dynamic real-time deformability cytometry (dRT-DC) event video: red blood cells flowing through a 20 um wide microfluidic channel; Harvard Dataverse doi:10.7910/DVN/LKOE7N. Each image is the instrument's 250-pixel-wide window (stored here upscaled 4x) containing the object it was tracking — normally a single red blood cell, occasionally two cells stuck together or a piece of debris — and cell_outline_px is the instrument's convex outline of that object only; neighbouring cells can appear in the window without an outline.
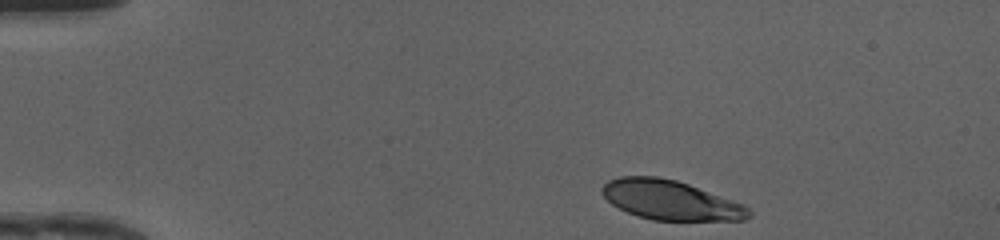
{"species": "human", "species_latin": "Homo sapiens", "temperature_condition": "cold", "stored_images_in_passage": 38, "camera_frame_rate_fps": 3000, "um_per_image_px": 0.085, "donor": {"sex": "female"}, "frame": {"image": 1, "passage_image": 1, "time_ms": 0.0, "image_size_px": [1000, 240], "cell_outline_px": [[752, 216], [744, 220], [652, 220], [636, 216], [612, 204], [600, 192], [600, 188], [608, 180], [620, 176], [656, 176], [676, 180], [688, 184], [744, 204], [752, 212]], "centroid_in_image_um": [56.98, 17.01], "position_along_channel_um": 28.0, "area_um2": 33.76}}
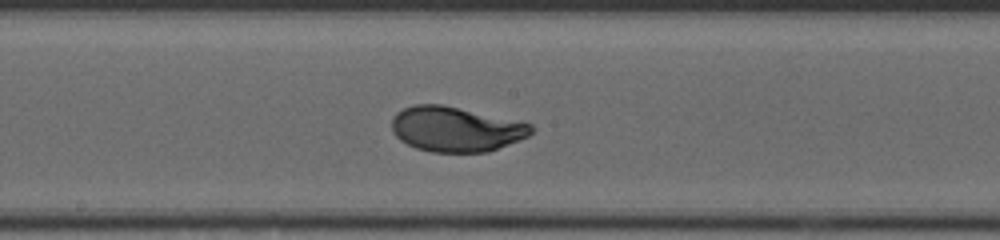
{"frame": {"image": 2, "passage_image": 20, "time_ms": 6.333, "image_size_px": [1000, 240], "cell_outline_px": [[536, 128], [528, 136], [488, 152], [432, 152], [416, 148], [400, 140], [392, 132], [392, 116], [396, 112], [404, 108], [416, 104], [440, 104], [524, 120], [532, 124]], "centroid_in_image_um": [38.79, 10.96], "position_along_channel_um": 209.4, "area_um2": 37.05}}
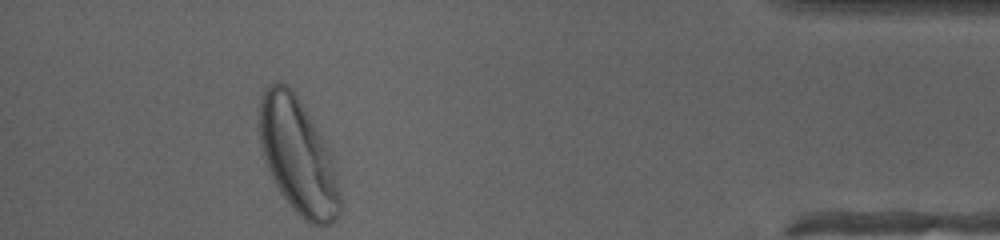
{"frame": {"image": 3, "passage_image": 38, "time_ms": 12.333, "image_size_px": [1000, 240], "cell_outline_px": [[340, 216], [332, 224], [312, 224], [304, 220], [292, 208], [280, 192], [272, 180], [264, 156], [260, 140], [260, 96], [264, 88], [272, 84], [284, 84], [292, 88], [296, 92], [320, 132], [328, 148], [336, 176], [340, 196]], "centroid_in_image_um": [25.33, 13.27], "position_along_channel_um": 409.9, "area_um2": 53.81}, "authors_computed_cell_mechanics": {"area_um2": 36.6452, "velocity_mm_per_s": 4.1456, "shape_relaxation_time_tau1_ms": 3.3065, "shape_relaxation_time_tau2_ms": null, "deformation_change_tau1": 0.1701, "deformation_change_tau2": null}}